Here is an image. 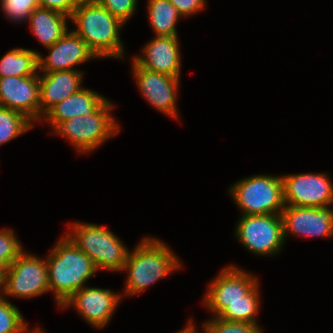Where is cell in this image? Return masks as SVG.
Listing matches in <instances>:
<instances>
[{
    "label": "cell",
    "mask_w": 333,
    "mask_h": 333,
    "mask_svg": "<svg viewBox=\"0 0 333 333\" xmlns=\"http://www.w3.org/2000/svg\"><path fill=\"white\" fill-rule=\"evenodd\" d=\"M234 230L237 241L255 256L274 257L284 249L280 214L241 215Z\"/></svg>",
    "instance_id": "cell-7"
},
{
    "label": "cell",
    "mask_w": 333,
    "mask_h": 333,
    "mask_svg": "<svg viewBox=\"0 0 333 333\" xmlns=\"http://www.w3.org/2000/svg\"><path fill=\"white\" fill-rule=\"evenodd\" d=\"M146 9L154 36H179L177 24L182 16L169 0H147Z\"/></svg>",
    "instance_id": "cell-20"
},
{
    "label": "cell",
    "mask_w": 333,
    "mask_h": 333,
    "mask_svg": "<svg viewBox=\"0 0 333 333\" xmlns=\"http://www.w3.org/2000/svg\"><path fill=\"white\" fill-rule=\"evenodd\" d=\"M0 106L18 111L39 125V74L0 78Z\"/></svg>",
    "instance_id": "cell-14"
},
{
    "label": "cell",
    "mask_w": 333,
    "mask_h": 333,
    "mask_svg": "<svg viewBox=\"0 0 333 333\" xmlns=\"http://www.w3.org/2000/svg\"><path fill=\"white\" fill-rule=\"evenodd\" d=\"M260 282H258L243 299L236 301L230 305L218 318L227 321L247 322L251 324L261 325L259 323L258 313L261 306Z\"/></svg>",
    "instance_id": "cell-22"
},
{
    "label": "cell",
    "mask_w": 333,
    "mask_h": 333,
    "mask_svg": "<svg viewBox=\"0 0 333 333\" xmlns=\"http://www.w3.org/2000/svg\"><path fill=\"white\" fill-rule=\"evenodd\" d=\"M285 205L299 207L333 206V183L325 172L283 174Z\"/></svg>",
    "instance_id": "cell-11"
},
{
    "label": "cell",
    "mask_w": 333,
    "mask_h": 333,
    "mask_svg": "<svg viewBox=\"0 0 333 333\" xmlns=\"http://www.w3.org/2000/svg\"><path fill=\"white\" fill-rule=\"evenodd\" d=\"M25 333H46V332H44L41 326H36L35 328L33 327L30 330L28 329Z\"/></svg>",
    "instance_id": "cell-33"
},
{
    "label": "cell",
    "mask_w": 333,
    "mask_h": 333,
    "mask_svg": "<svg viewBox=\"0 0 333 333\" xmlns=\"http://www.w3.org/2000/svg\"><path fill=\"white\" fill-rule=\"evenodd\" d=\"M182 329L177 330L176 333H201L198 327L196 326V322L190 317Z\"/></svg>",
    "instance_id": "cell-31"
},
{
    "label": "cell",
    "mask_w": 333,
    "mask_h": 333,
    "mask_svg": "<svg viewBox=\"0 0 333 333\" xmlns=\"http://www.w3.org/2000/svg\"><path fill=\"white\" fill-rule=\"evenodd\" d=\"M178 36H153L141 54L132 58L143 68L181 78L182 55Z\"/></svg>",
    "instance_id": "cell-16"
},
{
    "label": "cell",
    "mask_w": 333,
    "mask_h": 333,
    "mask_svg": "<svg viewBox=\"0 0 333 333\" xmlns=\"http://www.w3.org/2000/svg\"><path fill=\"white\" fill-rule=\"evenodd\" d=\"M258 282L257 275L237 265L228 264L207 283L202 299L203 307L211 312V317H219L232 303L243 299Z\"/></svg>",
    "instance_id": "cell-9"
},
{
    "label": "cell",
    "mask_w": 333,
    "mask_h": 333,
    "mask_svg": "<svg viewBox=\"0 0 333 333\" xmlns=\"http://www.w3.org/2000/svg\"><path fill=\"white\" fill-rule=\"evenodd\" d=\"M240 215L281 214L285 208L282 175L255 174L227 190Z\"/></svg>",
    "instance_id": "cell-6"
},
{
    "label": "cell",
    "mask_w": 333,
    "mask_h": 333,
    "mask_svg": "<svg viewBox=\"0 0 333 333\" xmlns=\"http://www.w3.org/2000/svg\"><path fill=\"white\" fill-rule=\"evenodd\" d=\"M49 292L46 256L23 251L4 273V297L34 299Z\"/></svg>",
    "instance_id": "cell-8"
},
{
    "label": "cell",
    "mask_w": 333,
    "mask_h": 333,
    "mask_svg": "<svg viewBox=\"0 0 333 333\" xmlns=\"http://www.w3.org/2000/svg\"><path fill=\"white\" fill-rule=\"evenodd\" d=\"M35 126L22 113L0 106V146L25 135Z\"/></svg>",
    "instance_id": "cell-23"
},
{
    "label": "cell",
    "mask_w": 333,
    "mask_h": 333,
    "mask_svg": "<svg viewBox=\"0 0 333 333\" xmlns=\"http://www.w3.org/2000/svg\"><path fill=\"white\" fill-rule=\"evenodd\" d=\"M83 71L39 73L40 122L57 104L83 87Z\"/></svg>",
    "instance_id": "cell-17"
},
{
    "label": "cell",
    "mask_w": 333,
    "mask_h": 333,
    "mask_svg": "<svg viewBox=\"0 0 333 333\" xmlns=\"http://www.w3.org/2000/svg\"><path fill=\"white\" fill-rule=\"evenodd\" d=\"M285 242L288 236L333 239V209L286 205L281 212Z\"/></svg>",
    "instance_id": "cell-13"
},
{
    "label": "cell",
    "mask_w": 333,
    "mask_h": 333,
    "mask_svg": "<svg viewBox=\"0 0 333 333\" xmlns=\"http://www.w3.org/2000/svg\"><path fill=\"white\" fill-rule=\"evenodd\" d=\"M107 98L97 91L82 87L55 105L41 120L52 132L66 120L93 113Z\"/></svg>",
    "instance_id": "cell-18"
},
{
    "label": "cell",
    "mask_w": 333,
    "mask_h": 333,
    "mask_svg": "<svg viewBox=\"0 0 333 333\" xmlns=\"http://www.w3.org/2000/svg\"><path fill=\"white\" fill-rule=\"evenodd\" d=\"M15 304L0 297V333H25L30 327Z\"/></svg>",
    "instance_id": "cell-24"
},
{
    "label": "cell",
    "mask_w": 333,
    "mask_h": 333,
    "mask_svg": "<svg viewBox=\"0 0 333 333\" xmlns=\"http://www.w3.org/2000/svg\"><path fill=\"white\" fill-rule=\"evenodd\" d=\"M66 227L65 234L94 262L98 271L121 273L130 250L114 232L97 223L80 221Z\"/></svg>",
    "instance_id": "cell-5"
},
{
    "label": "cell",
    "mask_w": 333,
    "mask_h": 333,
    "mask_svg": "<svg viewBox=\"0 0 333 333\" xmlns=\"http://www.w3.org/2000/svg\"><path fill=\"white\" fill-rule=\"evenodd\" d=\"M40 52L28 48L14 47L0 59V78L7 76L24 77L39 74L38 55Z\"/></svg>",
    "instance_id": "cell-21"
},
{
    "label": "cell",
    "mask_w": 333,
    "mask_h": 333,
    "mask_svg": "<svg viewBox=\"0 0 333 333\" xmlns=\"http://www.w3.org/2000/svg\"><path fill=\"white\" fill-rule=\"evenodd\" d=\"M49 292L60 308L75 292L87 286L98 271L94 262L66 235L46 255Z\"/></svg>",
    "instance_id": "cell-2"
},
{
    "label": "cell",
    "mask_w": 333,
    "mask_h": 333,
    "mask_svg": "<svg viewBox=\"0 0 333 333\" xmlns=\"http://www.w3.org/2000/svg\"><path fill=\"white\" fill-rule=\"evenodd\" d=\"M76 5L80 4H88V3H95L98 0H73Z\"/></svg>",
    "instance_id": "cell-34"
},
{
    "label": "cell",
    "mask_w": 333,
    "mask_h": 333,
    "mask_svg": "<svg viewBox=\"0 0 333 333\" xmlns=\"http://www.w3.org/2000/svg\"><path fill=\"white\" fill-rule=\"evenodd\" d=\"M70 21L76 26L71 30L85 41L98 59H126L125 43L120 34L125 25L98 2L77 5Z\"/></svg>",
    "instance_id": "cell-3"
},
{
    "label": "cell",
    "mask_w": 333,
    "mask_h": 333,
    "mask_svg": "<svg viewBox=\"0 0 333 333\" xmlns=\"http://www.w3.org/2000/svg\"><path fill=\"white\" fill-rule=\"evenodd\" d=\"M70 17L52 9L37 8L28 19L31 34L43 47L55 44L70 28Z\"/></svg>",
    "instance_id": "cell-19"
},
{
    "label": "cell",
    "mask_w": 333,
    "mask_h": 333,
    "mask_svg": "<svg viewBox=\"0 0 333 333\" xmlns=\"http://www.w3.org/2000/svg\"><path fill=\"white\" fill-rule=\"evenodd\" d=\"M39 7L59 11L67 16H71L77 5L73 0H38Z\"/></svg>",
    "instance_id": "cell-30"
},
{
    "label": "cell",
    "mask_w": 333,
    "mask_h": 333,
    "mask_svg": "<svg viewBox=\"0 0 333 333\" xmlns=\"http://www.w3.org/2000/svg\"><path fill=\"white\" fill-rule=\"evenodd\" d=\"M201 333H263L261 325L247 322L227 321L212 317L202 323Z\"/></svg>",
    "instance_id": "cell-26"
},
{
    "label": "cell",
    "mask_w": 333,
    "mask_h": 333,
    "mask_svg": "<svg viewBox=\"0 0 333 333\" xmlns=\"http://www.w3.org/2000/svg\"><path fill=\"white\" fill-rule=\"evenodd\" d=\"M101 6L125 25L137 12L139 0H98Z\"/></svg>",
    "instance_id": "cell-28"
},
{
    "label": "cell",
    "mask_w": 333,
    "mask_h": 333,
    "mask_svg": "<svg viewBox=\"0 0 333 333\" xmlns=\"http://www.w3.org/2000/svg\"><path fill=\"white\" fill-rule=\"evenodd\" d=\"M182 262L170 245L156 236H144L130 250L121 272L127 274L122 298L139 296L154 283L182 269Z\"/></svg>",
    "instance_id": "cell-1"
},
{
    "label": "cell",
    "mask_w": 333,
    "mask_h": 333,
    "mask_svg": "<svg viewBox=\"0 0 333 333\" xmlns=\"http://www.w3.org/2000/svg\"><path fill=\"white\" fill-rule=\"evenodd\" d=\"M39 8L38 0H0V11L14 23L27 22L32 12Z\"/></svg>",
    "instance_id": "cell-27"
},
{
    "label": "cell",
    "mask_w": 333,
    "mask_h": 333,
    "mask_svg": "<svg viewBox=\"0 0 333 333\" xmlns=\"http://www.w3.org/2000/svg\"><path fill=\"white\" fill-rule=\"evenodd\" d=\"M46 49L49 51L47 55L42 53L38 55L39 73L61 70L80 71L75 66L98 59L85 41L71 29Z\"/></svg>",
    "instance_id": "cell-15"
},
{
    "label": "cell",
    "mask_w": 333,
    "mask_h": 333,
    "mask_svg": "<svg viewBox=\"0 0 333 333\" xmlns=\"http://www.w3.org/2000/svg\"><path fill=\"white\" fill-rule=\"evenodd\" d=\"M131 69L138 91L151 107L173 120L180 121L177 97L181 78L143 68L133 58Z\"/></svg>",
    "instance_id": "cell-10"
},
{
    "label": "cell",
    "mask_w": 333,
    "mask_h": 333,
    "mask_svg": "<svg viewBox=\"0 0 333 333\" xmlns=\"http://www.w3.org/2000/svg\"><path fill=\"white\" fill-rule=\"evenodd\" d=\"M25 250L16 232L12 228L0 229V271L3 273L11 263Z\"/></svg>",
    "instance_id": "cell-25"
},
{
    "label": "cell",
    "mask_w": 333,
    "mask_h": 333,
    "mask_svg": "<svg viewBox=\"0 0 333 333\" xmlns=\"http://www.w3.org/2000/svg\"><path fill=\"white\" fill-rule=\"evenodd\" d=\"M4 295V273L0 271V297Z\"/></svg>",
    "instance_id": "cell-32"
},
{
    "label": "cell",
    "mask_w": 333,
    "mask_h": 333,
    "mask_svg": "<svg viewBox=\"0 0 333 333\" xmlns=\"http://www.w3.org/2000/svg\"><path fill=\"white\" fill-rule=\"evenodd\" d=\"M184 17H191L206 8L207 0H169Z\"/></svg>",
    "instance_id": "cell-29"
},
{
    "label": "cell",
    "mask_w": 333,
    "mask_h": 333,
    "mask_svg": "<svg viewBox=\"0 0 333 333\" xmlns=\"http://www.w3.org/2000/svg\"><path fill=\"white\" fill-rule=\"evenodd\" d=\"M116 106L107 98L93 113L62 122L51 135L65 138L78 154H91L121 132V126L112 114Z\"/></svg>",
    "instance_id": "cell-4"
},
{
    "label": "cell",
    "mask_w": 333,
    "mask_h": 333,
    "mask_svg": "<svg viewBox=\"0 0 333 333\" xmlns=\"http://www.w3.org/2000/svg\"><path fill=\"white\" fill-rule=\"evenodd\" d=\"M121 299V291L118 293L111 289L87 285L75 292L60 309L72 308L88 325L102 330L109 325Z\"/></svg>",
    "instance_id": "cell-12"
}]
</instances>
